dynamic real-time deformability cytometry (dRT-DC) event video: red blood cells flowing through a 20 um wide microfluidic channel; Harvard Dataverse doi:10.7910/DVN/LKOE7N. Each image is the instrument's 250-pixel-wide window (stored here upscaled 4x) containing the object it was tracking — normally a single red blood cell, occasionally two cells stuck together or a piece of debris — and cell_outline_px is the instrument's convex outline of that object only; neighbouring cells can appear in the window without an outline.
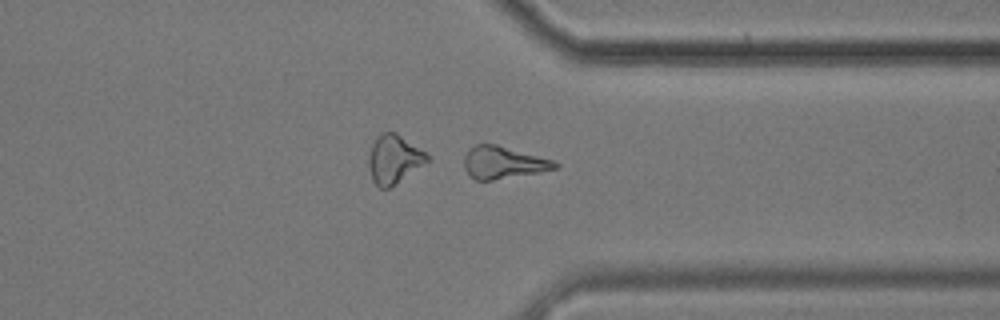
{"species": "common noctule bat (a hibernating species)", "species_latin": "Nyctalus noctula", "temperature_condition": "cold", "stored_images_in_passage": 42, "camera_frame_rate_fps": 3000, "um_per_image_px": 0.085, "animal": {"sex": "male", "body_mass_g": 17.9}, "frame": {"image": 1, "passage_image": 30, "time_ms": 9.667, "image_size_px": [1000, 320], "cell_outline_px": [[560, 164], [556, 168], [540, 172], [492, 180], [476, 180], [464, 168], [464, 156], [468, 148], [476, 144], [496, 144], [552, 160]], "centroid_in_image_um": [42.74, 13.81], "position_along_channel_um": 368.7, "area_um2": 16.88}}